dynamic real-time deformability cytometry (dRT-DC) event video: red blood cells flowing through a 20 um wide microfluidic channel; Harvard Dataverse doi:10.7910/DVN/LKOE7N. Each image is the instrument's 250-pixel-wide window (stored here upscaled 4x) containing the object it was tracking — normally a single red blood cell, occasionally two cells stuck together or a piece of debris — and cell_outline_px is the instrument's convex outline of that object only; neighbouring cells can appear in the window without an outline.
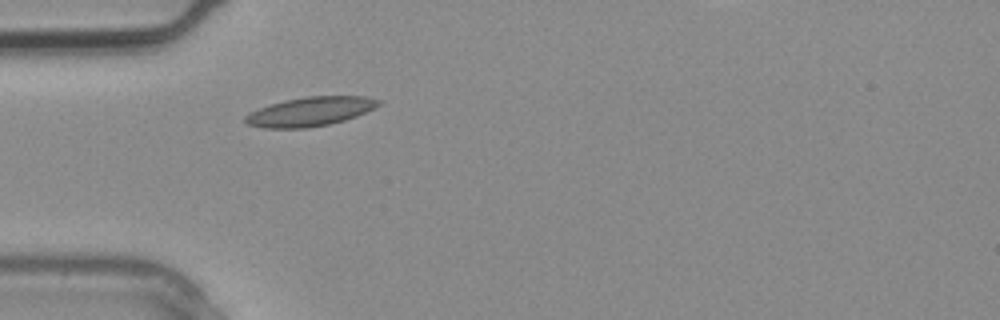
{"species": "common noctule bat (a hibernating species)", "species_latin": "Nyctalus noctula", "temperature_condition": "warm", "stored_images_in_passage": 2, "segment_of_instrument_passage": [1, 2], "camera_frame_rate_fps": 3000, "um_per_image_px": 0.085, "animal": {"sex": "male", "body_mass_g": 20.4}, "frame": {"image": 1, "passage_image": 1, "time_ms": 0.0, "image_size_px": [1000, 320], "cell_outline_px": [[384, 100], [376, 108], [356, 116], [344, 120], [328, 124], [308, 128], [264, 128], [248, 124], [244, 120], [244, 116], [260, 108], [284, 100], [308, 96], [368, 96]], "centroid_in_image_um": [26.43, 9.47], "position_along_channel_um": 58.6, "area_um2": 22.6}}